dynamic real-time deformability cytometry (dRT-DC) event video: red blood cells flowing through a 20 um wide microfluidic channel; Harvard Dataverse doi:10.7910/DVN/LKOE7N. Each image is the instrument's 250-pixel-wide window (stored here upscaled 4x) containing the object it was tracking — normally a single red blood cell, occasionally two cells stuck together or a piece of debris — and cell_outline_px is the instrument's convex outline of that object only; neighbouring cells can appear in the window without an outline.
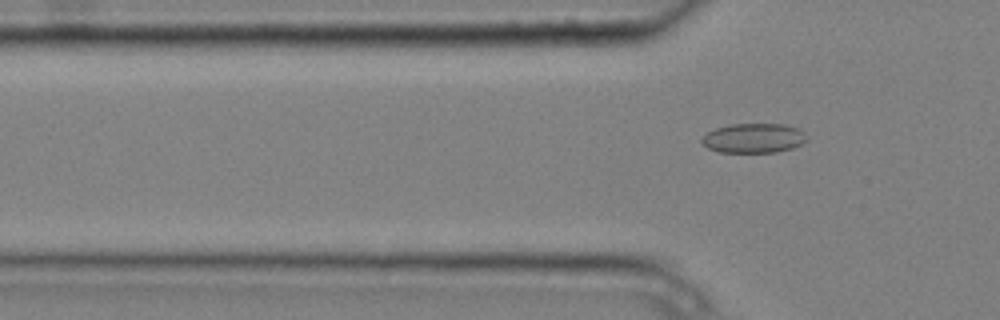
{"species": "common noctule bat (a hibernating species)", "species_latin": "Nyctalus noctula", "temperature_condition": "cold", "stored_images_in_passage": 3, "camera_frame_rate_fps": 3000, "um_per_image_px": 0.085, "animal": {"sex": "male", "body_mass_g": 20.4}, "frame": {"image": 1, "passage_image": 3, "time_ms": 0.667, "image_size_px": [1000, 320], "cell_outline_px": [[808, 140], [792, 148], [776, 152], [720, 152], [708, 148], [700, 140], [708, 132], [716, 128], [732, 124], [784, 124], [796, 128], [804, 132]], "centroid_in_image_um": [64.07, 11.74], "position_along_channel_um": 61.7, "area_um2": 17.92}}